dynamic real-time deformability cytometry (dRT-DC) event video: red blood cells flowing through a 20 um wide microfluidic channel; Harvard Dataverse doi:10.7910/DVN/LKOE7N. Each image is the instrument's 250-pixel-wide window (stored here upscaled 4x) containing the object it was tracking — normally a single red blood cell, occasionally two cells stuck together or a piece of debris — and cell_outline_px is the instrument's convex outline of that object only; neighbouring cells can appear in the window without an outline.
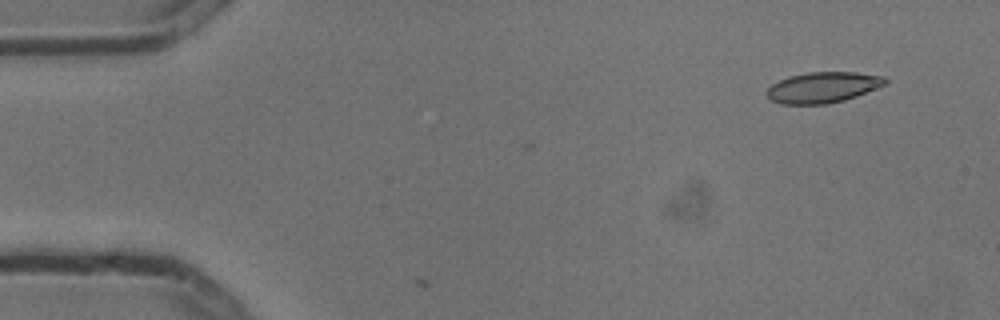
{"species": "common noctule bat (a hibernating species)", "species_latin": "Nyctalus noctula", "temperature_condition": "cold", "stored_images_in_passage": 2, "camera_frame_rate_fps": 3000, "um_per_image_px": 0.085, "animal": {"sex": "male", "body_mass_g": 13.3}, "frame": {"image": 1, "passage_image": 2, "time_ms": 0.333, "image_size_px": [1000, 320], "cell_outline_px": [[888, 84], [856, 96], [844, 100], [824, 104], [780, 104], [772, 100], [768, 96], [768, 88], [772, 84], [788, 76], [808, 72], [856, 72], [884, 76], [888, 80]], "centroid_in_image_um": [69.99, 7.42], "position_along_channel_um": 15.0, "area_um2": 21.21}}